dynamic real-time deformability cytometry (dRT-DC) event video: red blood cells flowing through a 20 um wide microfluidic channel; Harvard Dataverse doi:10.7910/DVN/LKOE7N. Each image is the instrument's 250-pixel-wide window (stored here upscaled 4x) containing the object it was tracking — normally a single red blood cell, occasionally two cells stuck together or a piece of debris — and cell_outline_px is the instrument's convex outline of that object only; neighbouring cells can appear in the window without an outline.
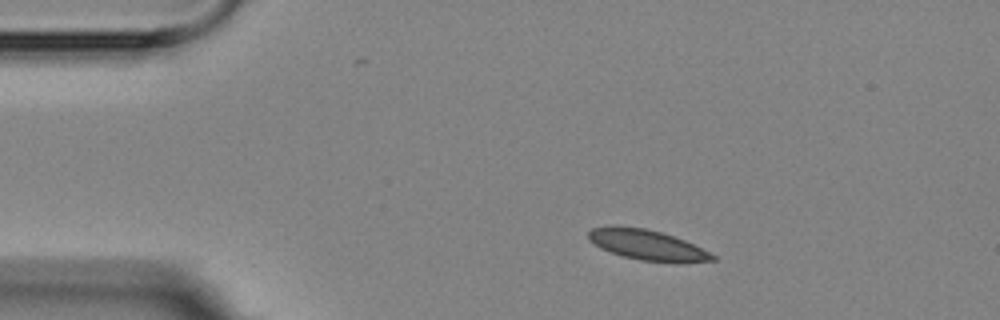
{"species": "Egyptian fruit bat (a non-hibernating species)", "species_latin": "Rousettus aegyptiacus", "temperature_condition": "room temperature", "stored_images_in_passage": 5, "camera_frame_rate_fps": 3000, "um_per_image_px": 0.085, "animal": {"sex": "female"}, "frame": {"image": 1, "passage_image": 2, "time_ms": 1.0, "image_size_px": [1000, 320], "cell_outline_px": [[716, 260], [640, 260], [624, 256], [600, 248], [588, 240], [588, 232], [592, 228], [644, 228], [660, 232], [684, 240], [716, 256]], "centroid_in_image_um": [54.94, 20.8], "position_along_channel_um": 30.1, "area_um2": 20.29}}
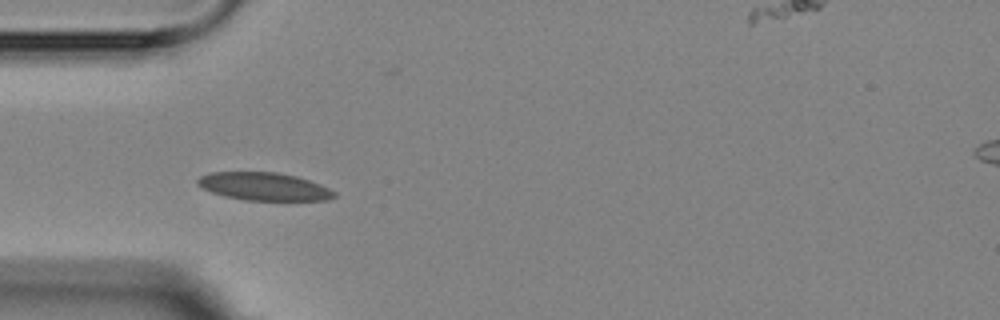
{"frame": {"image": 2, "passage_image": 4, "time_ms": 3.333, "image_size_px": [1000, 320], "cell_outline_px": [[336, 196], [328, 200], [244, 200], [224, 196], [212, 192], [196, 184], [196, 180], [200, 176], [208, 172], [276, 172], [296, 176], [320, 184], [336, 192]], "centroid_in_image_um": [22.42, 15.85], "position_along_channel_um": 62.6, "area_um2": 22.2}}
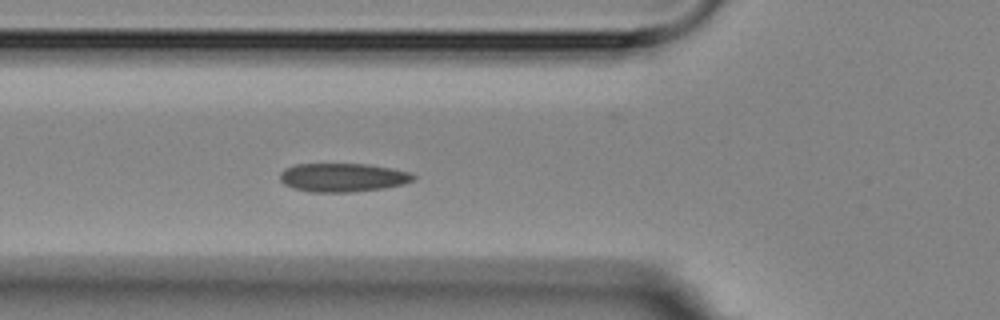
{"frame": {"image": 3, "passage_image": 5, "time_ms": 4.333, "image_size_px": [1000, 320], "cell_outline_px": [[416, 176], [412, 180], [404, 184], [384, 188], [352, 192], [308, 192], [292, 188], [284, 184], [280, 180], [280, 172], [284, 168], [296, 164], [368, 164], [392, 168], [412, 172]], "centroid_in_image_um": [29.13, 15.08], "position_along_channel_um": 96.7, "area_um2": 22.48}}